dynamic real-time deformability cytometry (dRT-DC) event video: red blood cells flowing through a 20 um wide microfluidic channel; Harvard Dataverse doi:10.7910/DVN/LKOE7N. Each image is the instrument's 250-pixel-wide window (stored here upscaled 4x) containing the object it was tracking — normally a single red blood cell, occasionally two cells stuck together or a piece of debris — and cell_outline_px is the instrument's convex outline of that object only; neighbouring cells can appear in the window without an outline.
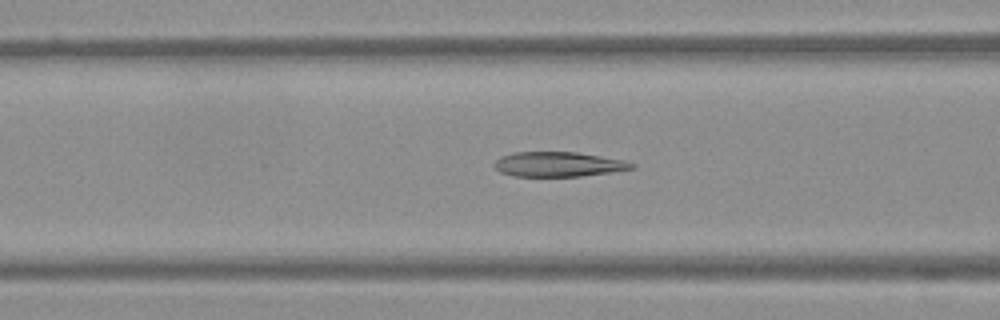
{"species": "Egyptian fruit bat (a non-hibernating species)", "species_latin": "Rousettus aegyptiacus", "temperature_condition": "warm", "stored_images_in_passage": 53, "camera_frame_rate_fps": 3000, "um_per_image_px": 0.085, "frame": {"image": 1, "passage_image": 22, "time_ms": 7.0, "image_size_px": [1000, 320], "cell_outline_px": [[636, 168], [612, 172], [580, 176], [512, 176], [500, 172], [496, 168], [496, 160], [500, 156], [512, 152], [576, 152], [624, 160], [636, 164]], "centroid_in_image_um": [47.48, 13.96], "position_along_channel_um": 119.1, "area_um2": 19.83}}
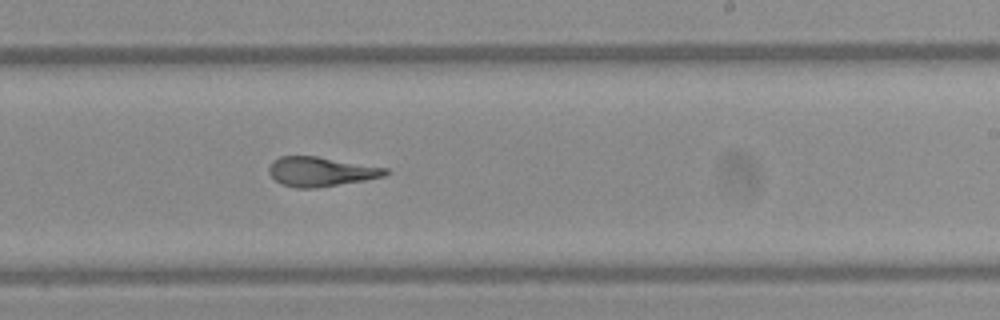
{"frame": {"image": 2, "passage_image": 33, "time_ms": 10.667, "image_size_px": [1000, 320], "cell_outline_px": [[388, 172], [384, 176], [364, 180], [316, 188], [296, 188], [280, 184], [268, 172], [268, 168], [272, 160], [280, 156], [316, 156], [388, 168]], "centroid_in_image_um": [27.22, 14.58], "position_along_channel_um": 261.8, "area_um2": 19.94}}
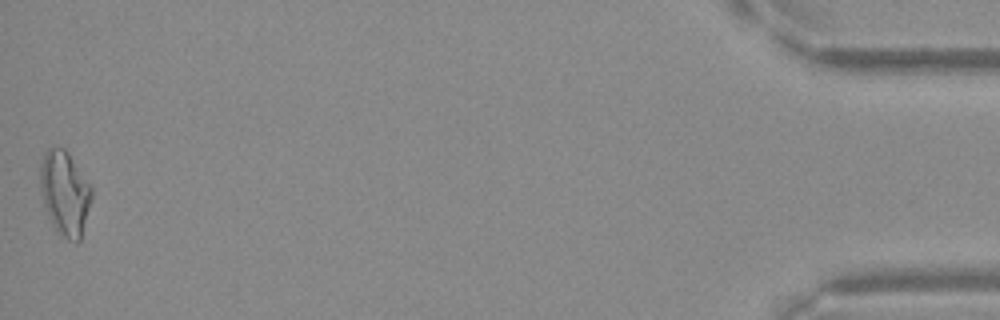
{"frame": {"image": 3, "passage_image": 53, "time_ms": 17.333, "image_size_px": [1000, 320], "cell_outline_px": [[92, 200], [80, 240], [76, 244], [68, 240], [56, 232], [52, 224], [44, 204], [40, 192], [40, 164], [44, 152], [48, 148], [64, 148], [68, 152], [92, 188]], "centroid_in_image_um": [5.51, 16.44], "position_along_channel_um": 429.7, "area_um2": 25.37}}